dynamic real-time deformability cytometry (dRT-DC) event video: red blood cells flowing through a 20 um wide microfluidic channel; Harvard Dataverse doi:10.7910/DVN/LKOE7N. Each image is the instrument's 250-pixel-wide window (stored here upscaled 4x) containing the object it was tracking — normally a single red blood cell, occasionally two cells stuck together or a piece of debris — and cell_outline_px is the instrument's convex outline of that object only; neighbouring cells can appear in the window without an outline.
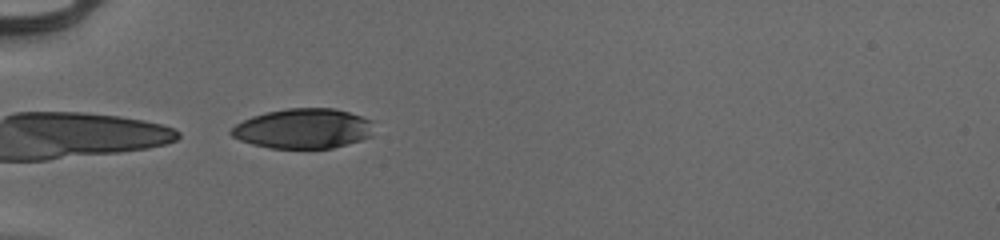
{"species": "human", "species_latin": "Homo sapiens", "temperature_condition": "cold", "stored_images_in_passage": 36, "camera_frame_rate_fps": 3000, "um_per_image_px": 0.085, "donor": {"sex": "male"}, "frame": {"image": 1, "passage_image": 1, "time_ms": 0.0, "image_size_px": [1000, 240], "cell_outline_px": [[372, 136], [360, 140], [332, 148], [268, 148], [252, 144], [240, 140], [232, 136], [228, 132], [236, 124], [252, 116], [264, 112], [288, 108], [336, 108], [372, 120]], "centroid_in_image_um": [25.76, 10.92], "position_along_channel_um": 59.2, "area_um2": 33.23}}
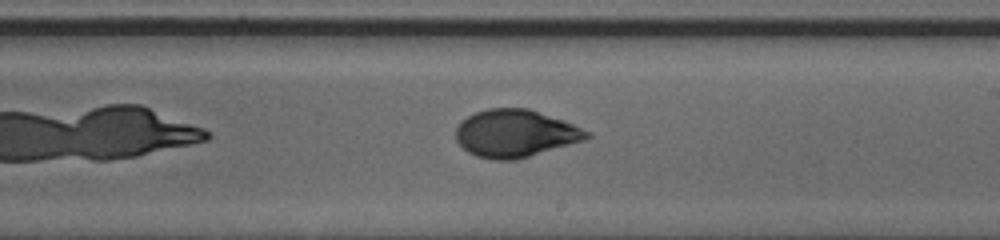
{"frame": {"image": 2, "passage_image": 16, "time_ms": 5.0, "image_size_px": [1000, 240], "cell_outline_px": [[592, 136], [584, 140], [516, 160], [492, 160], [476, 156], [468, 152], [456, 140], [456, 128], [460, 120], [476, 112], [488, 108], [528, 108], [564, 120], [592, 132]], "centroid_in_image_um": [43.8, 11.34], "position_along_channel_um": 245.2, "area_um2": 36.36}}
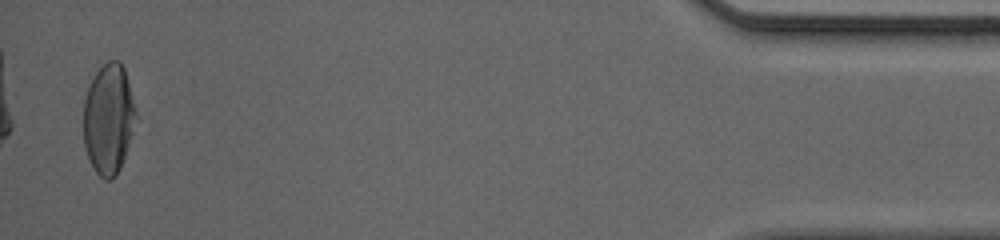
{"frame": {"image": 3, "passage_image": 35, "time_ms": 11.333, "image_size_px": [1000, 240], "cell_outline_px": [[136, 116], [132, 132], [120, 168], [116, 176], [112, 180], [104, 180], [96, 172], [88, 156], [84, 144], [84, 100], [88, 88], [96, 72], [108, 60], [120, 60], [124, 68], [136, 112]], "centroid_in_image_um": [9.22, 10.11], "position_along_channel_um": 426.0, "area_um2": 33.18}, "authors_computed_cell_mechanics": {"area_um2": 35.258, "velocity_mm_per_s": 3.9882, "shape_relaxation_time_tau1_ms": 4.7953, "shape_relaxation_time_tau2_ms": 1.1874, "deformation_change_tau1": 0.1924, "deformation_change_tau2": 0.0528}}